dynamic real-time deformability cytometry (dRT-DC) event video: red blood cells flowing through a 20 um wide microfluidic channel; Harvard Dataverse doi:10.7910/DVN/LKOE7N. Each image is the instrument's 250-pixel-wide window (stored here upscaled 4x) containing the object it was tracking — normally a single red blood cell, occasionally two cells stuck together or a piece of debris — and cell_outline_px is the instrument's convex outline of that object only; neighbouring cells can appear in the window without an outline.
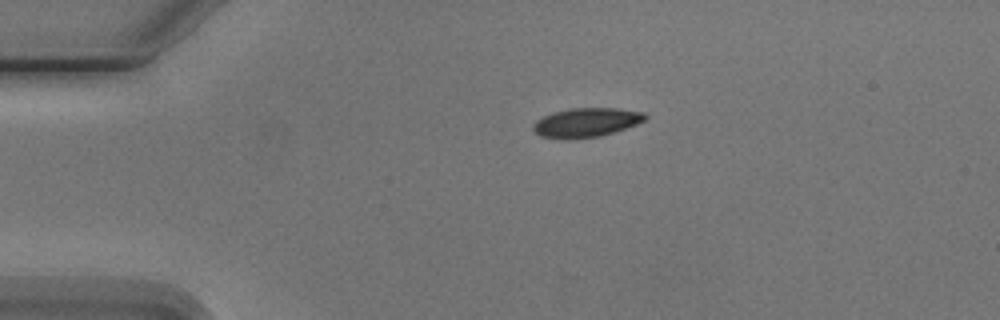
{"species": "Egyptian fruit bat (a non-hibernating species)", "species_latin": "Rousettus aegyptiacus", "temperature_condition": "cold", "stored_images_in_passage": 4, "camera_frame_rate_fps": 3000, "um_per_image_px": 0.085, "animal": {"sex": "male"}, "frame": {"image": 1, "passage_image": 4, "time_ms": 4.667, "image_size_px": [1000, 320], "cell_outline_px": [[648, 116], [644, 120], [636, 124], [600, 136], [568, 140], [560, 140], [540, 136], [532, 128], [532, 124], [536, 120], [552, 112], [572, 108], [616, 108], [644, 112]], "centroid_in_image_um": [49.78, 10.42], "position_along_channel_um": 35.2, "area_um2": 19.13}}